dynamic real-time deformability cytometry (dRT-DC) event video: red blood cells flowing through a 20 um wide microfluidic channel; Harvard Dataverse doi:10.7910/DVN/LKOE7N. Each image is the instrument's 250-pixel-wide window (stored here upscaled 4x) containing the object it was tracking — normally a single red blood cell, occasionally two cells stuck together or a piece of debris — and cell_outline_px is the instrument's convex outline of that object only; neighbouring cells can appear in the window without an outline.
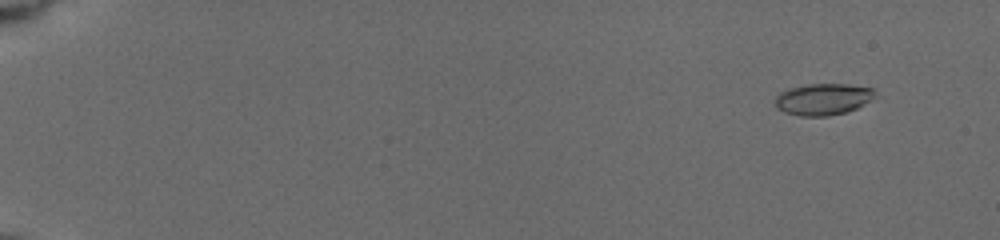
{"species": "common noctule bat (a hibernating species)", "species_latin": "Nyctalus noctula", "temperature_condition": "cold", "stored_images_in_passage": 8, "camera_frame_rate_fps": 3000, "um_per_image_px": 0.085, "animal": {"sex": "female", "body_mass_g": 19.5, "forearm_length_mm": 54.1}, "frame": {"image": 1, "passage_image": 2, "time_ms": 1.0, "image_size_px": [1000, 240], "cell_outline_px": [[876, 96], [856, 108], [844, 112], [828, 116], [800, 116], [784, 112], [776, 108], [776, 96], [780, 92], [788, 88], [808, 84], [848, 84], [876, 88]], "centroid_in_image_um": [69.96, 8.42], "position_along_channel_um": 15.0, "area_um2": 18.44}}
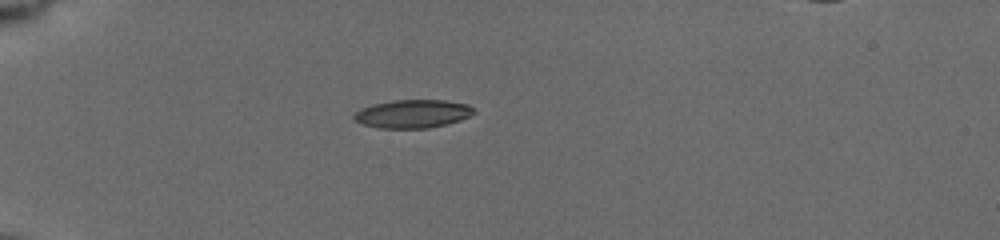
{"frame": {"image": 2, "passage_image": 6, "time_ms": 5.333, "image_size_px": [1000, 240], "cell_outline_px": [[476, 112], [460, 120], [428, 128], [380, 128], [364, 124], [356, 120], [352, 116], [360, 108], [372, 104], [392, 100], [444, 100], [468, 104]], "centroid_in_image_um": [35.06, 9.66], "position_along_channel_um": 49.9, "area_um2": 19.59}}
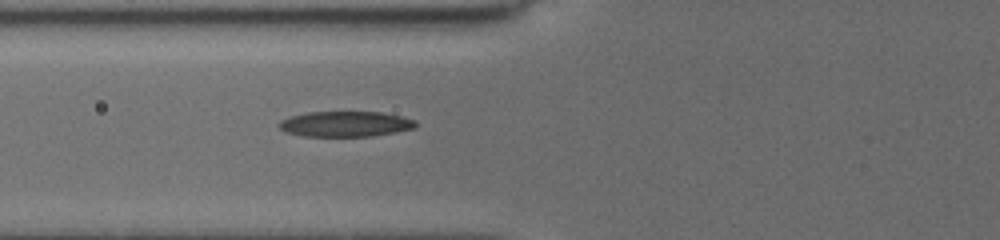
{"frame": {"image": 3, "passage_image": 8, "time_ms": 7.333, "image_size_px": [1000, 240], "cell_outline_px": [[416, 128], [396, 132], [372, 136], [304, 136], [284, 132], [276, 124], [280, 120], [292, 116], [308, 112], [380, 112], [400, 116], [416, 120]], "centroid_in_image_um": [29.34, 10.54], "position_along_channel_um": 96.5, "area_um2": 20.29}}